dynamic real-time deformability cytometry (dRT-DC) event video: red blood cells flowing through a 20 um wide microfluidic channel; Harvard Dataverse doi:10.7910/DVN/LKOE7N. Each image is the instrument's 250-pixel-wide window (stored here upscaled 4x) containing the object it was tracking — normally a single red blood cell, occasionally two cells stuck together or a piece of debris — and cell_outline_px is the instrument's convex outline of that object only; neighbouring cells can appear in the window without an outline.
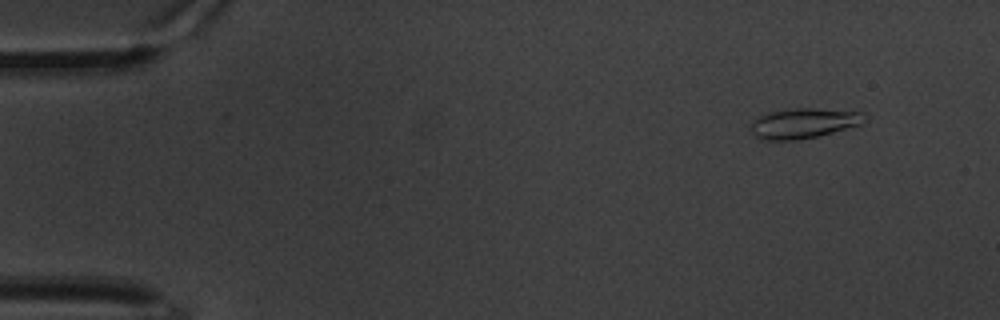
{"species": "common noctule bat (a hibernating species)", "species_latin": "Nyctalus noctula", "temperature_condition": "warm", "stored_images_in_passage": 59, "camera_frame_rate_fps": 3000, "um_per_image_px": 0.085, "animal": {"sex": "male", "body_mass_g": 20.1, "forearm_length_mm": 53.5}, "frame": {"image": 1, "passage_image": 3, "time_ms": 0.667, "image_size_px": [1000, 320], "cell_outline_px": [[864, 112], [860, 124], [832, 132], [816, 136], [796, 140], [764, 140], [756, 136], [752, 132], [748, 124], [752, 120], [768, 112], [796, 108], [812, 108]], "centroid_in_image_um": [68.21, 10.47], "position_along_channel_um": 16.8, "area_um2": 19.65}}
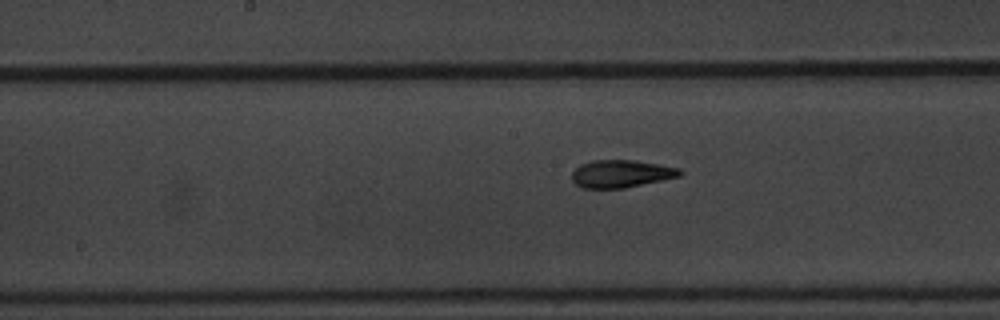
{"frame": {"image": 2, "passage_image": 29, "time_ms": 9.333, "image_size_px": [1000, 320], "cell_outline_px": [[684, 172], [680, 176], [624, 188], [580, 188], [572, 180], [572, 172], [580, 164], [592, 160], [636, 160], [680, 168]], "centroid_in_image_um": [52.79, 14.76], "position_along_channel_um": 195.4, "area_um2": 17.4}}
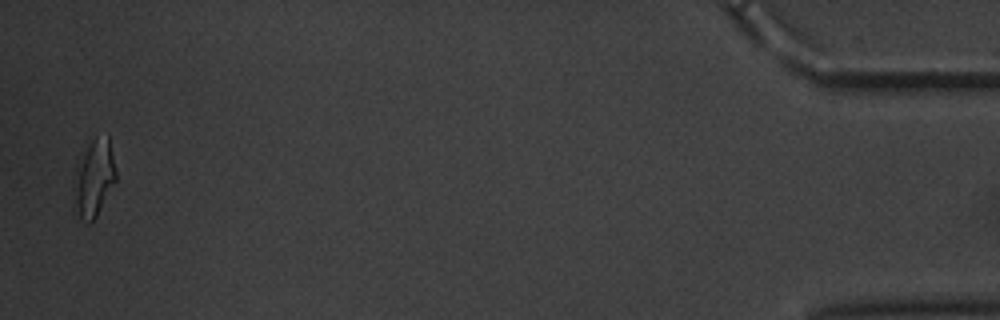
{"frame": {"image": 3, "passage_image": 58, "time_ms": 19.0, "image_size_px": [1000, 320], "cell_outline_px": [[116, 180], [96, 216], [88, 224], [80, 220], [76, 204], [76, 188], [80, 168], [84, 156], [92, 140], [96, 136], [108, 132], [116, 168]], "centroid_in_image_um": [8.1, 15.12], "position_along_channel_um": 427.1, "area_um2": 17.63}, "authors_computed_cell_mechanics": {"area_um2": 17.5712, "velocity_mm_per_s": 3.2864, "shape_relaxation_time_tau1_ms": 6.3687, "shape_relaxation_time_tau2_ms": 3.1157, "deformation_change_tau1": 0.1901, "deformation_change_tau2": 0.1113}}